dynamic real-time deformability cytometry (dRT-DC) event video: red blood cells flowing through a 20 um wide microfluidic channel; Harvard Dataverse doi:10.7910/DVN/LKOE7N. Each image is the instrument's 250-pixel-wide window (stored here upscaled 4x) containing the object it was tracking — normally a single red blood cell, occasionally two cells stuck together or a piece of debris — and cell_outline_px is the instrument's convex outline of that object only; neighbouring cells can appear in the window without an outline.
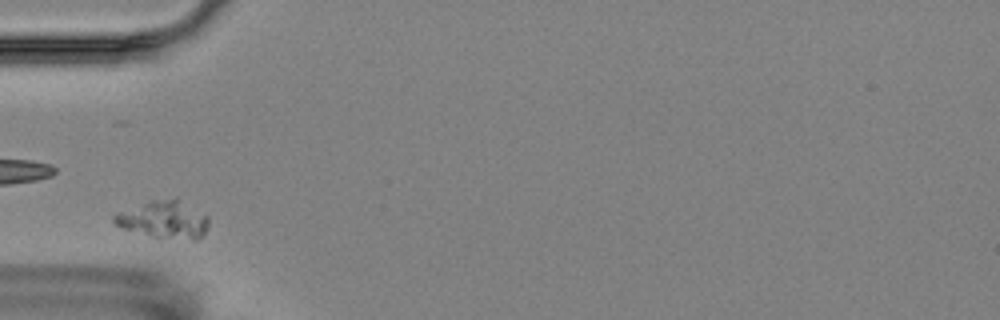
{"species": "Egyptian fruit bat (a non-hibernating species)", "species_latin": "Rousettus aegyptiacus", "temperature_condition": "room temperature", "stored_images_in_passage": 4, "camera_frame_rate_fps": 3000, "um_per_image_px": 0.085, "animal": {"sex": "female"}, "frame": {"image": 1, "passage_image": 2, "time_ms": 2.0, "image_size_px": [1000, 320], "cell_outline_px": [[208, 228], [204, 236], [196, 240], [192, 240], [148, 236], [124, 228], [116, 224], [112, 220], [112, 216], [116, 212], [152, 200], [176, 196], [208, 216]], "centroid_in_image_um": [13.96, 18.65], "position_along_channel_um": 71.0, "area_um2": 21.04}}
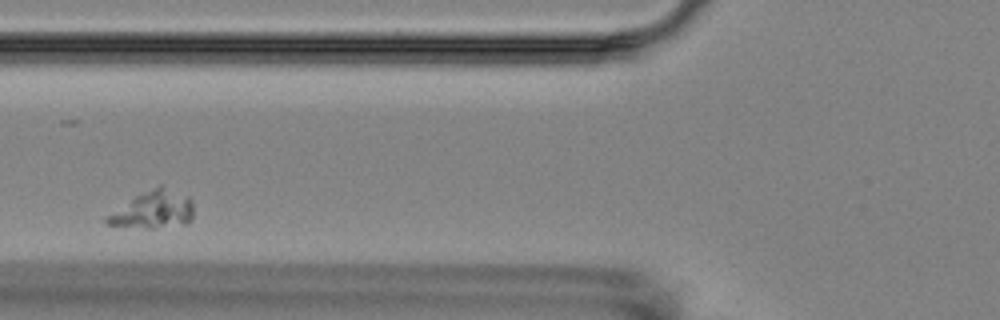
{"frame": {"image": 2, "passage_image": 3, "time_ms": 3.333, "image_size_px": [1000, 320], "cell_outline_px": [[192, 220], [188, 224], [152, 228], [148, 228], [108, 224], [100, 220], [104, 216], [136, 196], [160, 184], [164, 184], [188, 196], [192, 200]], "centroid_in_image_um": [13.04, 17.81], "position_along_channel_um": 112.8, "area_um2": 19.07}}
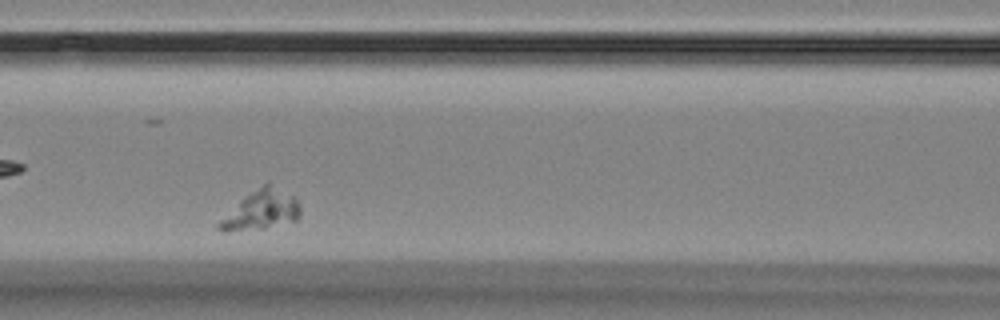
{"frame": {"image": 3, "passage_image": 4, "time_ms": 4.333, "image_size_px": [1000, 320], "cell_outline_px": [[300, 216], [296, 220], [264, 228], [224, 232], [216, 228], [216, 224], [240, 200], [268, 180], [292, 196], [300, 204]], "centroid_in_image_um": [22.2, 17.84], "position_along_channel_um": 144.4, "area_um2": 18.5}}